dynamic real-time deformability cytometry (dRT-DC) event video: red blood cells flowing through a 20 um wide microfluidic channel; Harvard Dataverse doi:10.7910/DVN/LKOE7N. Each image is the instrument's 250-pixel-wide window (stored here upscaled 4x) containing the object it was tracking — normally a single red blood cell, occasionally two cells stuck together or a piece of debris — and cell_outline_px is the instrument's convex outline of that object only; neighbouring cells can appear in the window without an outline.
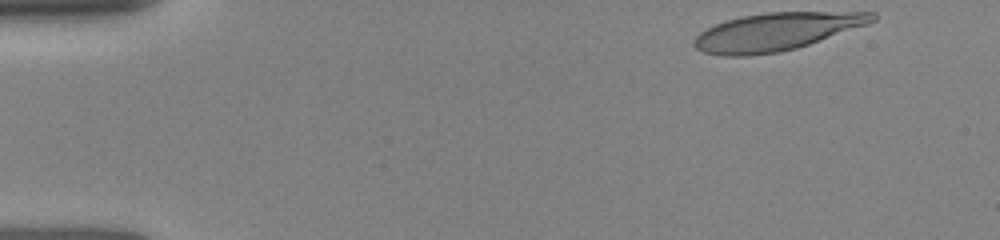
{"species": "human", "species_latin": "Homo sapiens", "temperature_condition": "room temperature", "stored_images_in_passage": 42, "camera_frame_rate_fps": 3000, "um_per_image_px": 0.085, "donor": {"sex": "female"}, "frame": {"image": 1, "passage_image": 1, "time_ms": 0.0, "image_size_px": [1000, 240], "cell_outline_px": [[876, 20], [868, 24], [796, 48], [780, 52], [748, 56], [720, 56], [704, 52], [696, 48], [692, 44], [692, 40], [700, 32], [716, 24], [728, 20], [744, 16], [768, 12], [876, 12]], "centroid_in_image_um": [65.97, 2.7], "position_along_channel_um": 19.0, "area_um2": 38.96}}
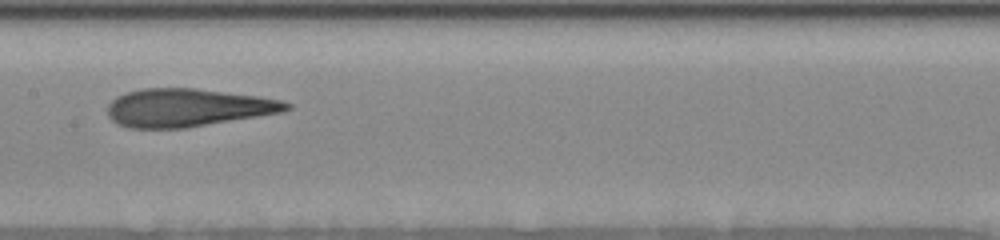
{"frame": {"image": 2, "passage_image": 21, "time_ms": 6.667, "image_size_px": [1000, 240], "cell_outline_px": [[292, 108], [284, 112], [184, 128], [128, 128], [116, 124], [108, 116], [108, 104], [116, 96], [124, 92], [140, 88], [196, 88], [256, 96], [280, 100], [292, 104]], "centroid_in_image_um": [15.91, 9.15], "position_along_channel_um": 191.5, "area_um2": 39.77}}
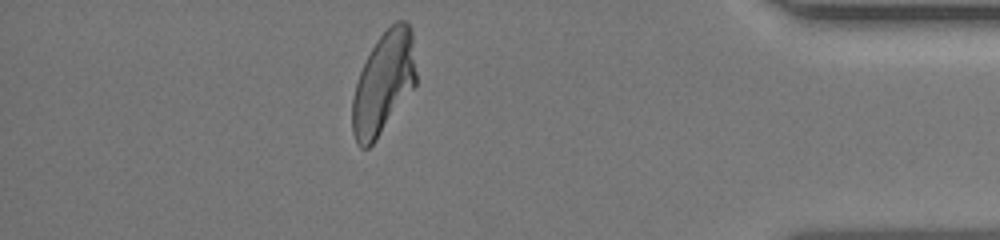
{"frame": {"image": 3, "passage_image": 38, "time_ms": 12.667, "image_size_px": [1000, 240], "cell_outline_px": [[416, 84], [376, 140], [368, 148], [360, 148], [356, 144], [352, 132], [352, 100], [356, 84], [360, 72], [372, 48], [380, 36], [396, 20], [404, 20], [408, 24], [412, 32], [416, 72]], "centroid_in_image_um": [32.59, 7.08], "position_along_channel_um": 402.6, "area_um2": 37.57}}